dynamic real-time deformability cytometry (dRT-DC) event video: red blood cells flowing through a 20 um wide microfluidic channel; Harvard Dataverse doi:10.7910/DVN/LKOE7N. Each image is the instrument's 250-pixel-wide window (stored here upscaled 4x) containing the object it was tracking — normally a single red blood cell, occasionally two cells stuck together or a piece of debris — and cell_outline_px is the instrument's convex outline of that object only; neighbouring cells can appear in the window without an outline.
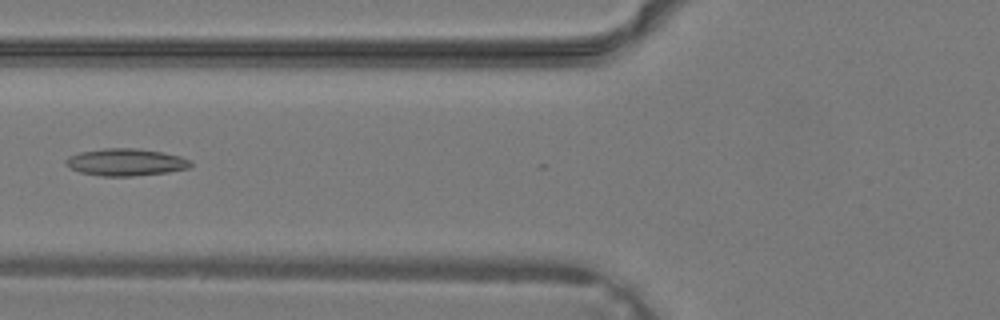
{"species": "common noctule bat (a hibernating species)", "species_latin": "Nyctalus noctula", "temperature_condition": "warm", "stored_images_in_passage": 25, "camera_frame_rate_fps": 3000, "um_per_image_px": 0.085, "animal": {"sex": "male", "body_mass_g": 19.2, "forearm_length_mm": 51.8}, "frame": {"image": 1, "passage_image": 4, "time_ms": 1.0, "image_size_px": [1000, 320], "cell_outline_px": [[192, 164], [188, 168], [168, 172], [132, 176], [100, 176], [80, 172], [64, 164], [64, 160], [68, 156], [80, 152], [104, 148], [136, 148], [160, 152], [180, 156], [192, 160]], "centroid_in_image_um": [10.67, 13.78], "position_along_channel_um": 115.1, "area_um2": 19.77}}
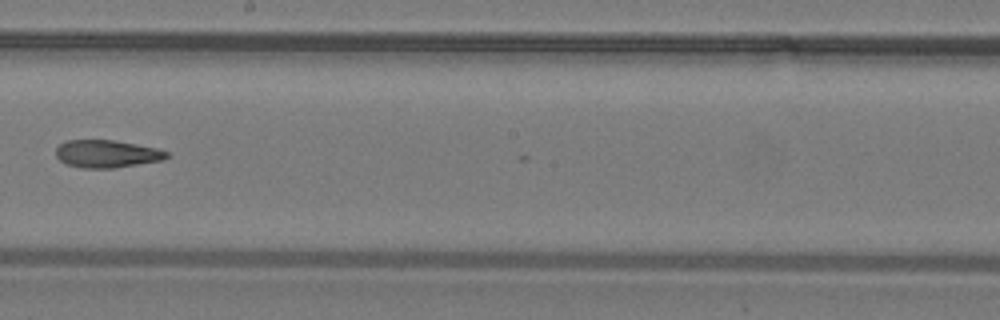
{"frame": {"image": 2, "passage_image": 11, "time_ms": 3.333, "image_size_px": [1000, 320], "cell_outline_px": [[172, 156], [164, 160], [112, 168], [84, 168], [68, 164], [60, 160], [56, 156], [56, 148], [64, 140], [112, 140], [160, 148], [168, 152]], "centroid_in_image_um": [9.13, 13.07], "position_along_channel_um": 239.1, "area_um2": 17.92}}
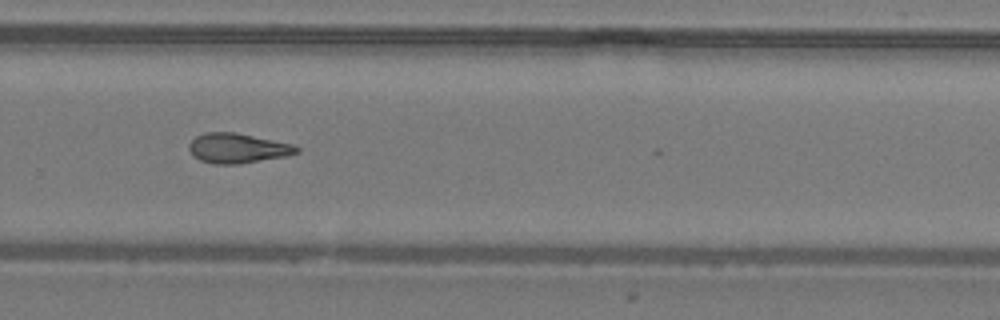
{"frame": {"image": 3, "passage_image": 15, "time_ms": 4.667, "image_size_px": [1000, 320], "cell_outline_px": [[300, 152], [288, 156], [240, 164], [212, 164], [200, 160], [188, 148], [188, 144], [196, 136], [204, 132], [236, 132], [292, 144], [300, 148]], "centroid_in_image_um": [20.22, 12.6], "position_along_channel_um": 309.6, "area_um2": 18.79}}